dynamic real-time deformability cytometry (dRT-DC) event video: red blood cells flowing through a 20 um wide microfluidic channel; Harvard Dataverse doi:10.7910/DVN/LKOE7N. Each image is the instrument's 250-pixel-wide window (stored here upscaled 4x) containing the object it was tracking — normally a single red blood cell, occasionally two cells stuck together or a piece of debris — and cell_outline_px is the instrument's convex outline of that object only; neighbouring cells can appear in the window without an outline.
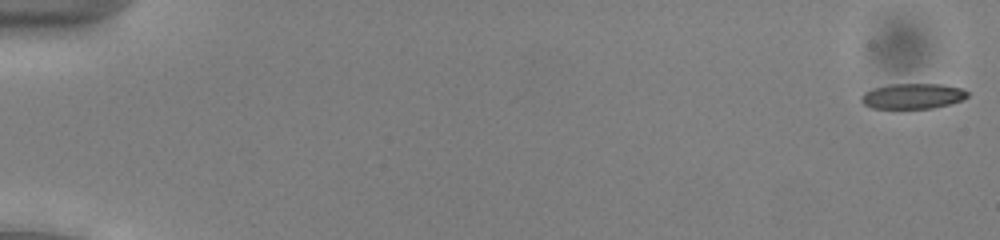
{"species": "common noctule bat (a hibernating species)", "species_latin": "Nyctalus noctula", "temperature_condition": "cold", "stored_images_in_passage": 8, "camera_frame_rate_fps": 3000, "um_per_image_px": 0.085, "animal": {"sex": "male", "body_mass_g": 13.0, "forearm_length_mm": 53.1}, "frame": {"image": 1, "passage_image": 1, "time_ms": 0.0, "image_size_px": [1000, 240], "cell_outline_px": [[968, 96], [952, 104], [936, 108], [900, 112], [896, 112], [872, 108], [864, 104], [860, 100], [860, 96], [864, 92], [876, 88], [892, 84], [944, 84], [960, 88], [968, 92]], "centroid_in_image_um": [77.54, 8.24], "position_along_channel_um": 7.5, "area_um2": 16.65}}